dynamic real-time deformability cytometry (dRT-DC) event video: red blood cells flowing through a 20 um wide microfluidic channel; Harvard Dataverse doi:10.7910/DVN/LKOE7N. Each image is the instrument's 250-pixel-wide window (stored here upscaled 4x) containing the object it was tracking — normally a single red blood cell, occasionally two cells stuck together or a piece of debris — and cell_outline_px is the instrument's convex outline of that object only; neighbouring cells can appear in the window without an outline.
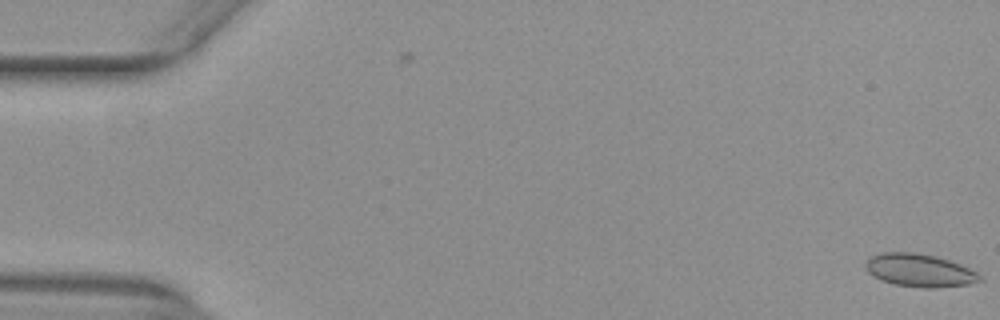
{"species": "common noctule bat (a hibernating species)", "species_latin": "Nyctalus noctula", "temperature_condition": "warm", "stored_images_in_passage": 3, "camera_frame_rate_fps": 3000, "um_per_image_px": 0.085, "animal": {"sex": "female", "body_mass_g": 29.2, "forearm_length_mm": 56.3}, "frame": {"image": 1, "passage_image": 3, "time_ms": 0.667, "image_size_px": [1000, 320], "cell_outline_px": [[984, 280], [968, 284], [932, 288], [924, 288], [892, 284], [880, 280], [872, 276], [864, 268], [864, 264], [872, 256], [880, 252], [916, 252], [936, 256], [960, 264], [976, 272]], "centroid_in_image_um": [78.12, 22.98], "position_along_channel_um": 6.9, "area_um2": 22.02}}